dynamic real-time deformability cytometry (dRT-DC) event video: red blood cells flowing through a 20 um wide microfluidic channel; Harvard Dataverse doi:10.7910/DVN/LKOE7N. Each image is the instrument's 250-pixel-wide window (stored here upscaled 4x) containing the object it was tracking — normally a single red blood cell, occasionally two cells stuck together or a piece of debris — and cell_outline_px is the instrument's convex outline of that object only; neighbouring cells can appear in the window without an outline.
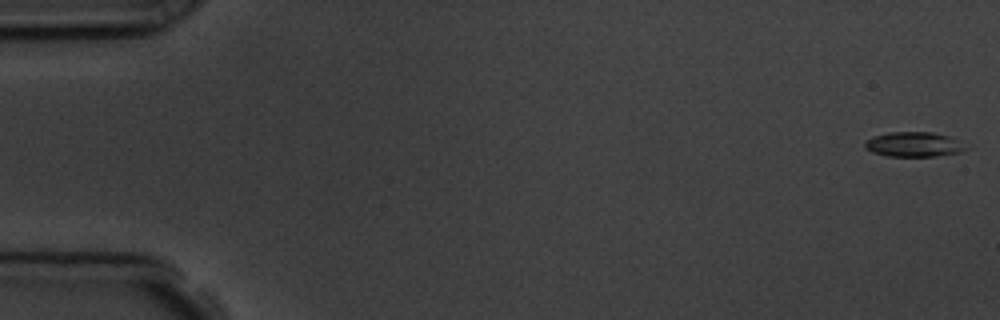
{"species": "common noctule bat (a hibernating species)", "species_latin": "Nyctalus noctula", "temperature_condition": "room temperature", "stored_images_in_passage": 7, "camera_frame_rate_fps": 3000, "um_per_image_px": 0.085, "animal": {"sex": "male", "body_mass_g": 19.5, "forearm_length_mm": 54.6}, "frame": {"image": 1, "passage_image": 1, "time_ms": 0.0, "image_size_px": [1000, 320], "cell_outline_px": [[968, 148], [960, 152], [936, 156], [888, 156], [872, 152], [864, 148], [864, 144], [872, 136], [888, 132], [932, 132], [952, 136]], "centroid_in_image_um": [77.67, 12.26], "position_along_channel_um": 7.3, "area_um2": 14.62}}
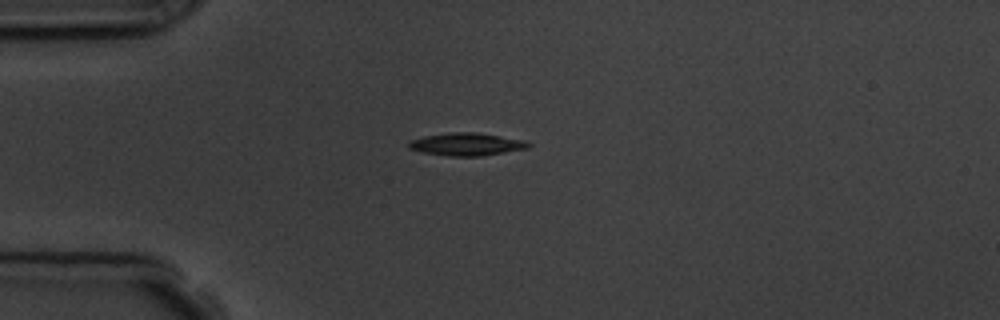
{"frame": {"image": 2, "passage_image": 4, "time_ms": 4.333, "image_size_px": [1000, 320], "cell_outline_px": [[532, 144], [528, 148], [480, 156], [448, 156], [424, 152], [408, 148], [408, 140], [424, 136], [448, 132], [476, 132], [524, 140]], "centroid_in_image_um": [39.63, 12.25], "position_along_channel_um": 45.4, "area_um2": 15.78}}
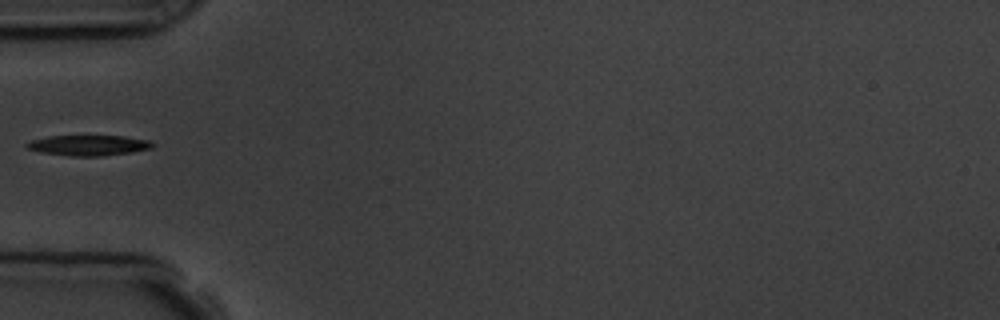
{"frame": {"image": 3, "passage_image": 5, "time_ms": 5.667, "image_size_px": [1000, 320], "cell_outline_px": [[156, 144], [152, 148], [132, 152], [100, 156], [72, 156], [40, 152], [28, 148], [24, 144], [32, 140], [48, 136], [124, 136], [148, 140]], "centroid_in_image_um": [7.55, 12.35], "position_along_channel_um": 77.5, "area_um2": 14.91}}